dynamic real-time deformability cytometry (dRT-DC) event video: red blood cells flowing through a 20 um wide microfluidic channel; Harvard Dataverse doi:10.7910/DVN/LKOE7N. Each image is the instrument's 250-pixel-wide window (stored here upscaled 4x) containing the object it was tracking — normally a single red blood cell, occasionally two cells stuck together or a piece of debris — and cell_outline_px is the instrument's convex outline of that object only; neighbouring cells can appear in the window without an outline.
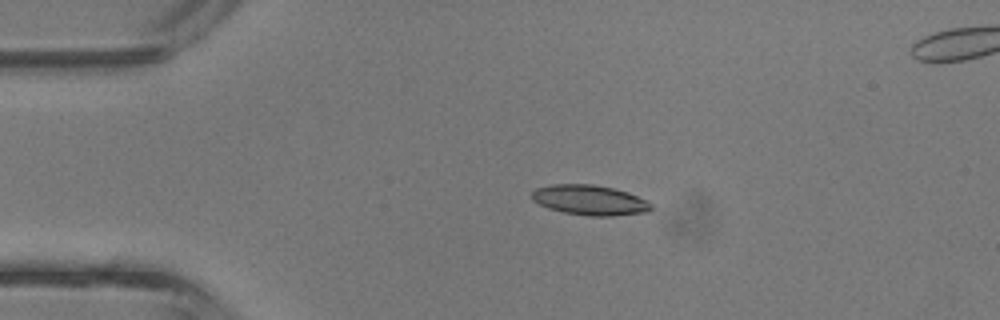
{"species": "common noctule bat (a hibernating species)", "species_latin": "Nyctalus noctula", "temperature_condition": "room temperature", "stored_images_in_passage": 3, "camera_frame_rate_fps": 3000, "um_per_image_px": 0.085, "animal": {"sex": "male", "body_mass_g": 13.3}, "frame": {"image": 1, "passage_image": 1, "time_ms": 0.0, "image_size_px": [1000, 320], "cell_outline_px": [[652, 208], [648, 212], [612, 216], [588, 216], [564, 212], [548, 208], [532, 200], [532, 192], [536, 188], [552, 184], [592, 184], [612, 188], [628, 192], [652, 204]], "centroid_in_image_um": [50.12, 17.01], "position_along_channel_um": 34.9, "area_um2": 20.81}}
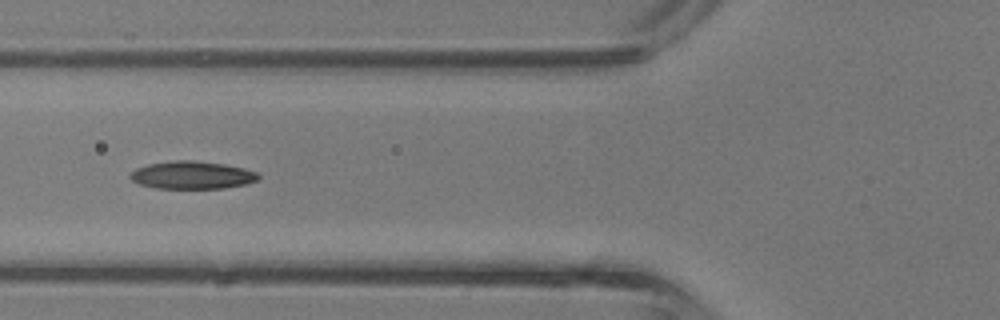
{"frame": {"image": 2, "passage_image": 3, "time_ms": 0.667, "image_size_px": [1000, 320], "cell_outline_px": [[260, 180], [248, 184], [224, 188], [156, 188], [140, 184], [132, 180], [128, 176], [136, 168], [148, 164], [176, 160], [192, 160], [224, 164], [244, 168], [256, 172], [260, 176]], "centroid_in_image_um": [16.36, 14.88], "position_along_channel_um": 109.4, "area_um2": 20.75}}